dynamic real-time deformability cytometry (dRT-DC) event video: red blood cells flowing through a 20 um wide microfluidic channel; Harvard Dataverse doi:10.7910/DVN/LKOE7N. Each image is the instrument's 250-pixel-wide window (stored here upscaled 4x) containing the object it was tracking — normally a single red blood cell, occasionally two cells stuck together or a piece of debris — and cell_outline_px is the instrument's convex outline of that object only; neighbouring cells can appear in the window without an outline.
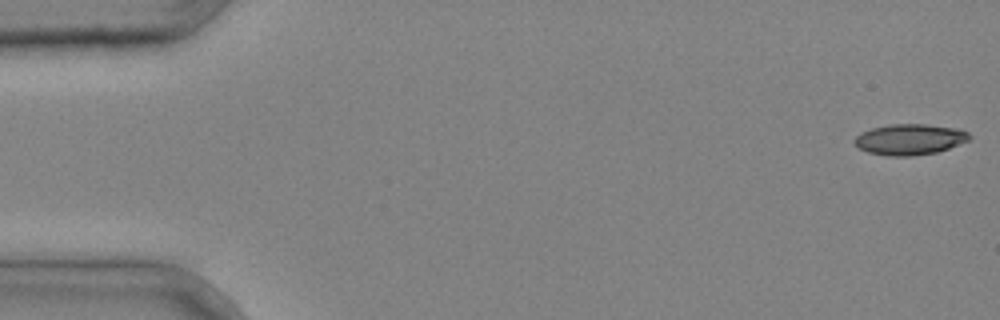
{"species": "common noctule bat (a hibernating species)", "species_latin": "Nyctalus noctula", "temperature_condition": "cold", "stored_images_in_passage": 40, "camera_frame_rate_fps": 3000, "um_per_image_px": 0.085, "animal": {"sex": "male", "body_mass_g": 20.4}, "frame": {"image": 1, "passage_image": 1, "time_ms": 0.0, "image_size_px": [1000, 320], "cell_outline_px": [[972, 136], [968, 140], [948, 148], [936, 152], [912, 156], [888, 156], [868, 152], [860, 148], [852, 140], [860, 132], [872, 128], [892, 124], [924, 124], [956, 128], [968, 132]], "centroid_in_image_um": [77.3, 11.84], "position_along_channel_um": 7.7, "area_um2": 20.52}}
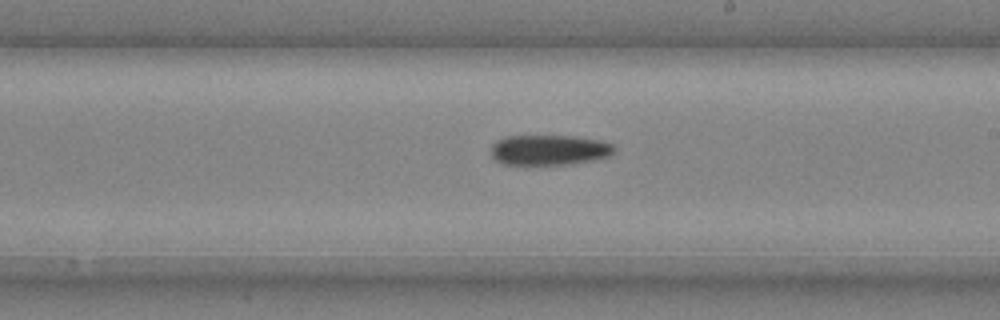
{"frame": {"image": 2, "passage_image": 25, "time_ms": 8.0, "image_size_px": [1000, 320], "cell_outline_px": [[616, 152], [612, 156], [572, 164], [504, 164], [496, 160], [492, 156], [492, 144], [496, 140], [504, 136], [572, 136], [600, 140], [616, 144]], "centroid_in_image_um": [46.75, 12.74], "position_along_channel_um": 242.3, "area_um2": 21.96}}
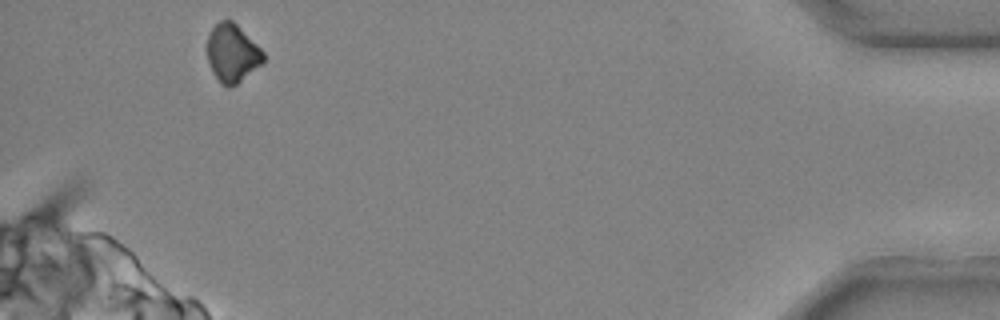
{"frame": {"image": 3, "passage_image": 40, "time_ms": 13.0, "image_size_px": [1000, 320], "cell_outline_px": [[264, 64], [236, 84], [228, 88], [220, 84], [212, 72], [204, 48], [204, 44], [212, 28], [220, 20], [232, 20], [264, 52]], "centroid_in_image_um": [19.71, 4.54], "position_along_channel_um": 415.5, "area_um2": 19.36}}